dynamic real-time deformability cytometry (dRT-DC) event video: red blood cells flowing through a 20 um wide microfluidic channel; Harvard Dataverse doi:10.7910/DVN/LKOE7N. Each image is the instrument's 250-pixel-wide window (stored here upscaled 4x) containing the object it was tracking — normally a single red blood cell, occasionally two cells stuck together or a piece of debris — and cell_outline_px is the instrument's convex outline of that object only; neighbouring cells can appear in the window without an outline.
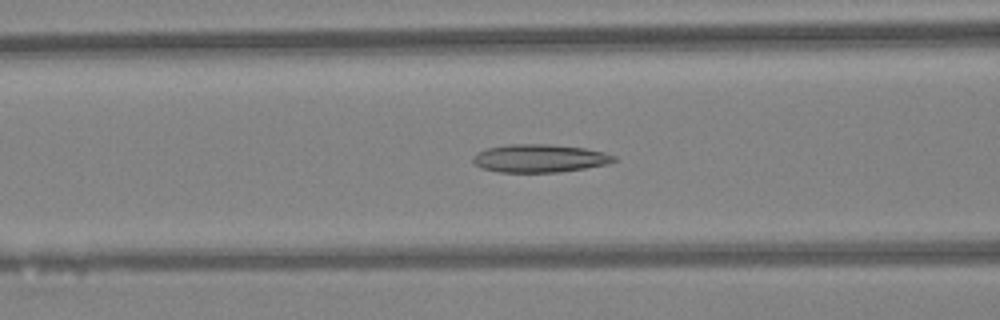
{"species": "Egyptian fruit bat (a non-hibernating species)", "species_latin": "Rousettus aegyptiacus", "temperature_condition": "warm", "stored_images_in_passage": 47, "camera_frame_rate_fps": 3000, "um_per_image_px": 0.085, "animal": {"sex": "female"}, "frame": {"image": 1, "passage_image": 19, "time_ms": 6.0, "image_size_px": [1000, 320], "cell_outline_px": [[616, 160], [608, 164], [560, 172], [500, 172], [480, 168], [472, 160], [472, 156], [476, 152], [488, 148], [508, 144], [548, 144], [584, 148], [604, 152], [616, 156]], "centroid_in_image_um": [45.85, 13.45], "position_along_channel_um": 120.8, "area_um2": 23.06}}
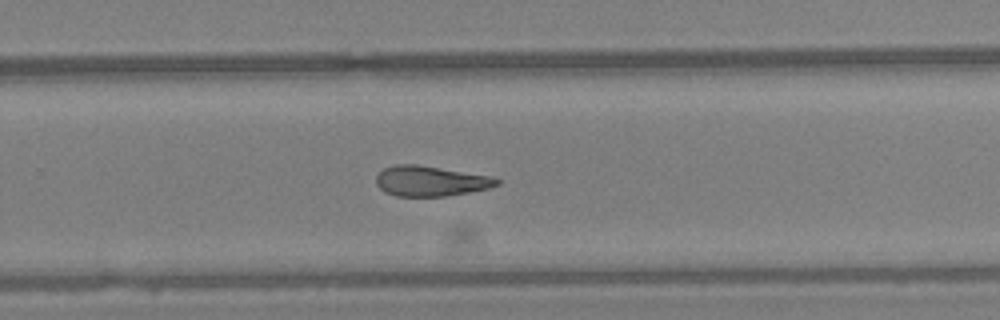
{"frame": {"image": 2, "passage_image": 31, "time_ms": 10.0, "image_size_px": [1000, 320], "cell_outline_px": [[500, 184], [488, 188], [448, 196], [396, 196], [384, 192], [376, 184], [376, 176], [384, 168], [396, 164], [416, 164], [488, 176], [500, 180]], "centroid_in_image_um": [36.55, 15.39], "position_along_channel_um": 293.3, "area_um2": 21.04}}
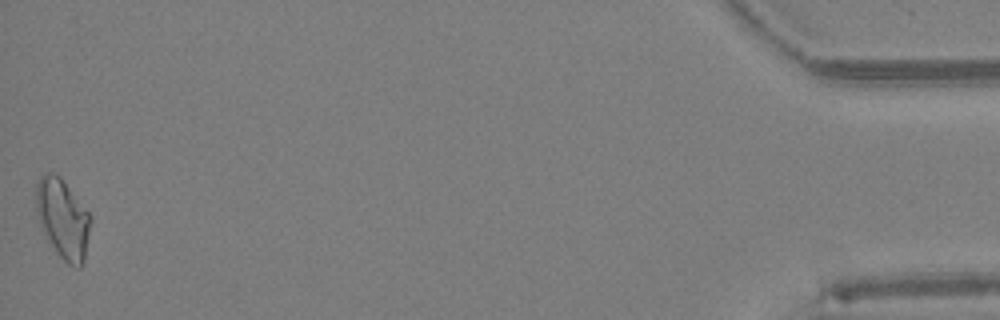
{"frame": {"image": 3, "passage_image": 47, "time_ms": 15.333, "image_size_px": [1000, 320], "cell_outline_px": [[92, 216], [84, 264], [80, 268], [76, 268], [68, 264], [60, 256], [44, 236], [36, 212], [36, 184], [40, 176], [44, 172], [52, 172], [60, 176]], "centroid_in_image_um": [5.34, 18.59], "position_along_channel_um": 429.9, "area_um2": 25.55}, "authors_computed_cell_mechanics": {"area_um2": 22.4264, "velocity_mm_per_s": 4.3334, "shape_relaxation_time_tau1_ms": null, "shape_relaxation_time_tau2_ms": 10.8895, "deformation_change_tau1": null, "deformation_change_tau2": 0.2527}}